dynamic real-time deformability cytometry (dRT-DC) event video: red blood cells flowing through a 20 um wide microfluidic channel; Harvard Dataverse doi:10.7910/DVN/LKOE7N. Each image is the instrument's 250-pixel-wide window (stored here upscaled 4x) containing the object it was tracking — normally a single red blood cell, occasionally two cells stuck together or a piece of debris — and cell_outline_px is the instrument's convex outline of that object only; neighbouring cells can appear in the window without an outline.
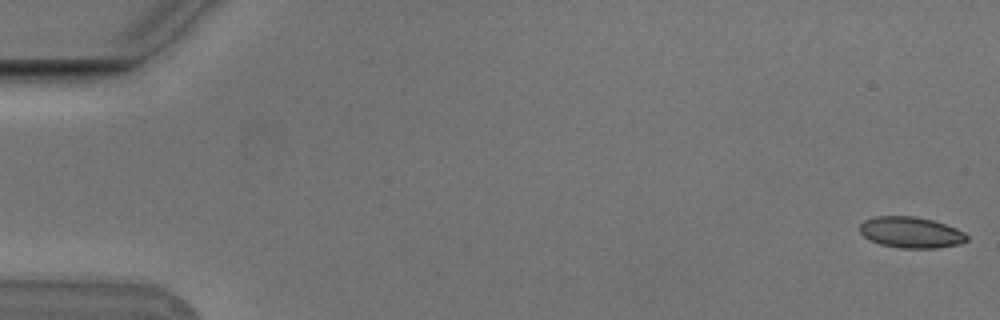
{"species": "Egyptian fruit bat (a non-hibernating species)", "species_latin": "Rousettus aegyptiacus", "temperature_condition": "cold", "stored_images_in_passage": 6, "camera_frame_rate_fps": 3000, "um_per_image_px": 0.085, "animal": {"sex": "male"}, "frame": {"image": 1, "passage_image": 1, "time_ms": 0.0, "image_size_px": [1000, 320], "cell_outline_px": [[968, 240], [960, 244], [936, 248], [900, 248], [880, 244], [868, 240], [860, 232], [860, 224], [864, 220], [876, 216], [916, 216], [932, 220], [956, 228], [964, 232], [968, 236]], "centroid_in_image_um": [77.42, 19.75], "position_along_channel_um": 7.6, "area_um2": 19.48}}
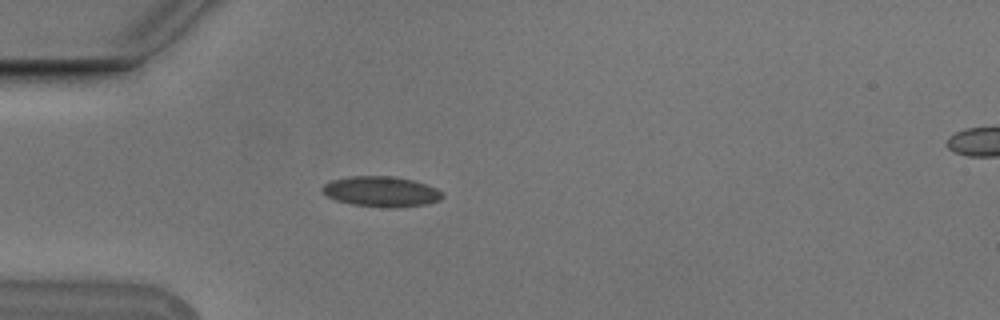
{"frame": {"image": 2, "passage_image": 5, "time_ms": 1.333, "image_size_px": [1000, 320], "cell_outline_px": [[444, 196], [440, 200], [428, 204], [396, 208], [392, 208], [352, 204], [336, 200], [328, 196], [320, 188], [324, 184], [332, 180], [352, 176], [396, 176], [412, 180], [436, 188], [444, 192]], "centroid_in_image_um": [32.44, 16.28], "position_along_channel_um": 52.6, "area_um2": 21.27}}